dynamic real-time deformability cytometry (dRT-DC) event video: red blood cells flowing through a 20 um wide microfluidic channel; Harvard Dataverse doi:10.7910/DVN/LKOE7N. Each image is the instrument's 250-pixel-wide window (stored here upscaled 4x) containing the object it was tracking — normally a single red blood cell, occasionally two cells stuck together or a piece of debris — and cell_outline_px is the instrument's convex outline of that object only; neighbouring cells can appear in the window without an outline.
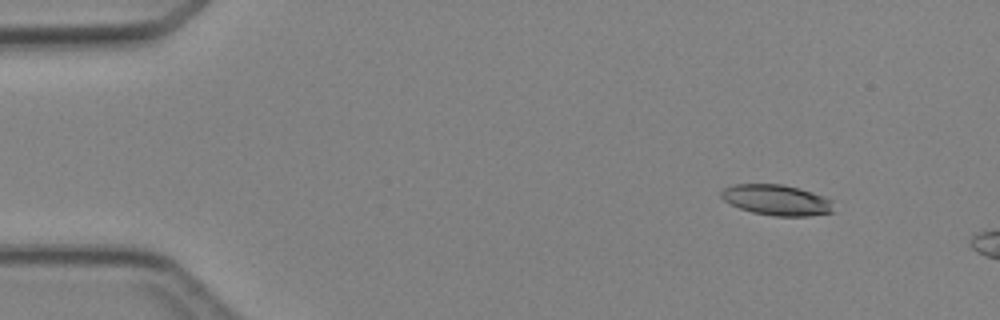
{"species": "Egyptian fruit bat (a non-hibernating species)", "species_latin": "Rousettus aegyptiacus", "temperature_condition": "cold", "stored_images_in_passage": 4, "camera_frame_rate_fps": 3000, "um_per_image_px": 0.085, "animal": {"sex": "female"}, "frame": {"image": 1, "passage_image": 2, "time_ms": 1.333, "image_size_px": [1000, 320], "cell_outline_px": [[832, 212], [808, 216], [776, 216], [752, 212], [740, 208], [724, 200], [720, 196], [720, 192], [724, 188], [736, 184], [784, 184], [800, 188], [824, 196], [832, 200]], "centroid_in_image_um": [66.02, 16.99], "position_along_channel_um": 19.0, "area_um2": 20.0}}